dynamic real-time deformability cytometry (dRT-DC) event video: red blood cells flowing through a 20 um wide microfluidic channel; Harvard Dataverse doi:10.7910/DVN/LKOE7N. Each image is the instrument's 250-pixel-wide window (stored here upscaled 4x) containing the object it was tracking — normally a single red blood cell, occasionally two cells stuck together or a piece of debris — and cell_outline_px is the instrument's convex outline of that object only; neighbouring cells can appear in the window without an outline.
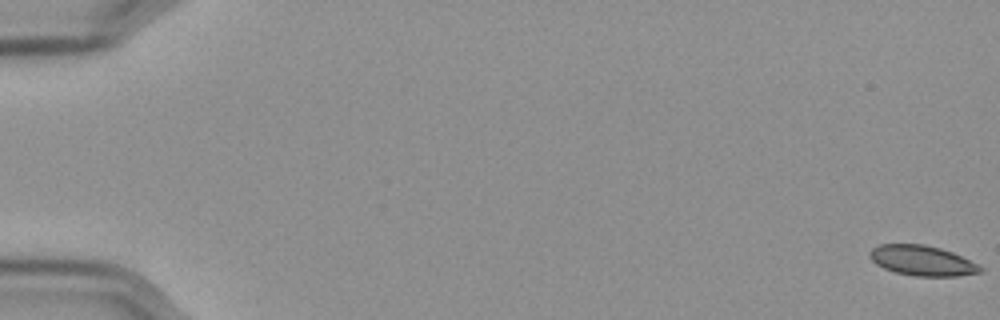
{"species": "Egyptian fruit bat (a non-hibernating species)", "species_latin": "Rousettus aegyptiacus", "temperature_condition": "cold", "stored_images_in_passage": 58, "camera_frame_rate_fps": 3000, "um_per_image_px": 0.085, "frame": {"image": 1, "passage_image": 1, "time_ms": 0.0, "image_size_px": [1000, 320], "cell_outline_px": [[984, 272], [956, 276], [916, 276], [896, 272], [884, 268], [876, 264], [868, 256], [868, 252], [872, 248], [880, 244], [924, 244], [940, 248], [952, 252], [984, 268]], "centroid_in_image_um": [78.36, 22.15], "position_along_channel_um": 6.6, "area_um2": 19.36}}
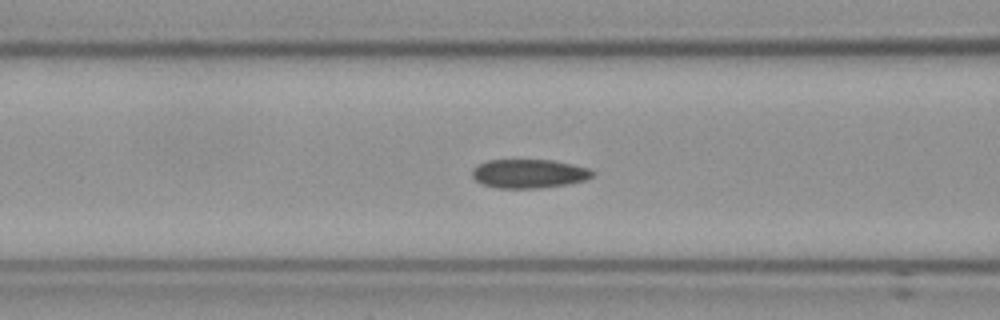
{"frame": {"image": 2, "passage_image": 25, "time_ms": 8.0, "image_size_px": [1000, 320], "cell_outline_px": [[596, 172], [592, 176], [584, 180], [568, 184], [540, 188], [496, 188], [480, 184], [472, 176], [472, 168], [476, 164], [488, 160], [552, 160], [572, 164], [588, 168]], "centroid_in_image_um": [44.92, 14.76], "position_along_channel_um": 121.7, "area_um2": 20.4}}
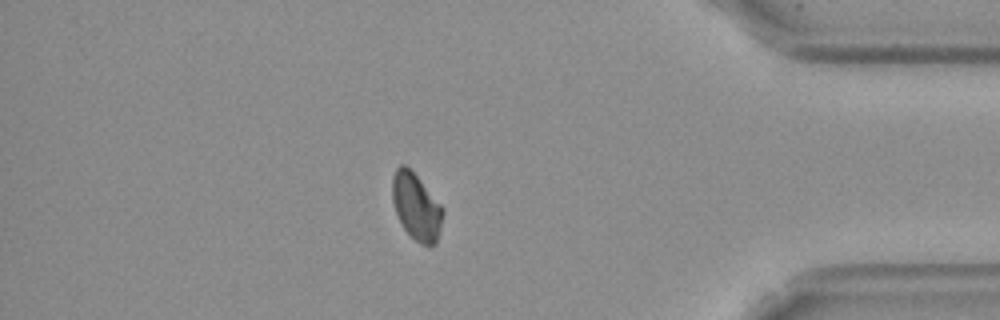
{"frame": {"image": 3, "passage_image": 51, "time_ms": 16.667, "image_size_px": [1000, 320], "cell_outline_px": [[444, 212], [436, 244], [428, 248], [420, 244], [404, 228], [396, 212], [392, 200], [392, 176], [396, 168], [400, 164], [404, 164], [416, 176], [444, 208]], "centroid_in_image_um": [35.39, 17.59], "position_along_channel_um": 399.8, "area_um2": 19.48}, "authors_computed_cell_mechanics": {"area_um2": 19.7676, "velocity_mm_per_s": 3.5585, "shape_relaxation_time_tau1_ms": null, "shape_relaxation_time_tau2_ms": 3.5298, "deformation_change_tau1": null, "deformation_change_tau2": 0.0592}}